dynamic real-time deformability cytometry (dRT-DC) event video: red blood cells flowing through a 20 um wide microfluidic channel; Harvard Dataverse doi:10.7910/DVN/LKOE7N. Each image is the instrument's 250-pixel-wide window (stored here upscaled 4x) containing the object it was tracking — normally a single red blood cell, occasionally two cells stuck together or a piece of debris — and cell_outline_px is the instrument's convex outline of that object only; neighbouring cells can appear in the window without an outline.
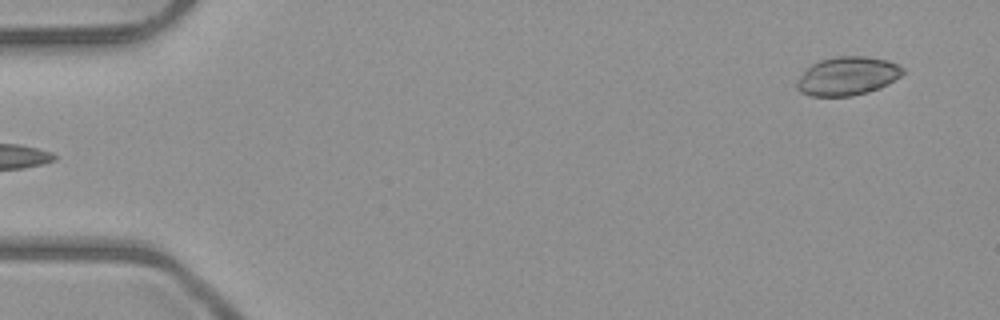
{"species": "common noctule bat (a hibernating species)", "species_latin": "Nyctalus noctula", "temperature_condition": "room temperature", "stored_images_in_passage": 5, "camera_frame_rate_fps": 3000, "um_per_image_px": 0.085, "animal": {"sex": "male", "body_mass_g": 23.1, "forearm_length_mm": 52.7}, "frame": {"image": 1, "passage_image": 5, "time_ms": 4.667, "image_size_px": [1000, 320], "cell_outline_px": [[904, 72], [900, 76], [888, 84], [880, 88], [868, 92], [852, 96], [812, 96], [800, 92], [796, 88], [796, 80], [812, 64], [820, 60], [836, 56], [864, 56], [888, 60], [904, 68]], "centroid_in_image_um": [72.03, 6.47], "position_along_channel_um": 13.0, "area_um2": 23.81}}